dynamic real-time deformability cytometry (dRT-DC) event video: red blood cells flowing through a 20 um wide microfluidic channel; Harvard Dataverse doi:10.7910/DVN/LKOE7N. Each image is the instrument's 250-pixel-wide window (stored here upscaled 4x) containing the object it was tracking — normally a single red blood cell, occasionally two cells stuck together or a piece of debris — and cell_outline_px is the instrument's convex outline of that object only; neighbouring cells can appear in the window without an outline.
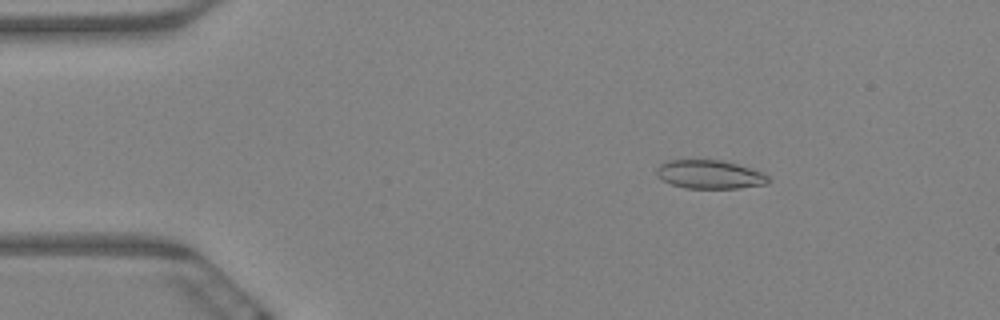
{"species": "Egyptian fruit bat (a non-hibernating species)", "species_latin": "Rousettus aegyptiacus", "temperature_condition": "warm", "stored_images_in_passage": 6, "camera_frame_rate_fps": 3000, "um_per_image_px": 0.085, "animal": {"sex": "female"}, "frame": {"image": 1, "passage_image": 3, "time_ms": 0.667, "image_size_px": [1000, 320], "cell_outline_px": [[772, 180], [768, 184], [740, 188], [684, 188], [672, 184], [664, 180], [656, 172], [656, 168], [660, 164], [668, 160], [720, 160], [736, 164], [760, 172], [768, 176]], "centroid_in_image_um": [60.34, 14.83], "position_along_channel_um": 24.7, "area_um2": 18.44}}
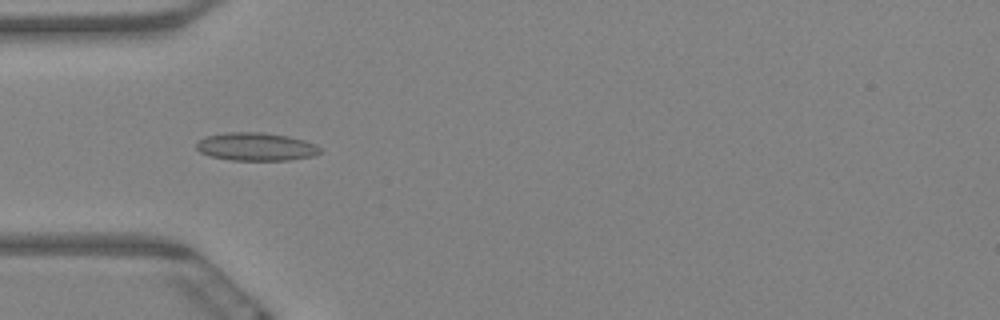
{"frame": {"image": 2, "passage_image": 5, "time_ms": 1.333, "image_size_px": [1000, 320], "cell_outline_px": [[320, 152], [312, 156], [288, 160], [232, 160], [208, 156], [200, 152], [196, 148], [196, 144], [204, 136], [228, 132], [260, 132], [288, 136], [304, 140], [316, 144], [320, 148]], "centroid_in_image_um": [21.73, 12.47], "position_along_channel_um": 63.3, "area_um2": 20.23}}
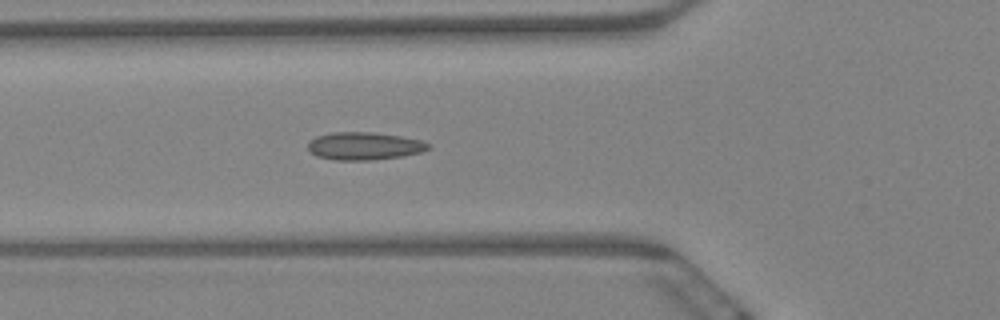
{"frame": {"image": 3, "passage_image": 6, "time_ms": 1.667, "image_size_px": [1000, 320], "cell_outline_px": [[432, 148], [420, 152], [404, 156], [372, 160], [332, 160], [316, 156], [308, 148], [308, 140], [316, 136], [332, 132], [376, 132], [400, 136], [420, 140], [432, 144]], "centroid_in_image_um": [30.97, 12.41], "position_along_channel_um": 94.8, "area_um2": 19.71}}